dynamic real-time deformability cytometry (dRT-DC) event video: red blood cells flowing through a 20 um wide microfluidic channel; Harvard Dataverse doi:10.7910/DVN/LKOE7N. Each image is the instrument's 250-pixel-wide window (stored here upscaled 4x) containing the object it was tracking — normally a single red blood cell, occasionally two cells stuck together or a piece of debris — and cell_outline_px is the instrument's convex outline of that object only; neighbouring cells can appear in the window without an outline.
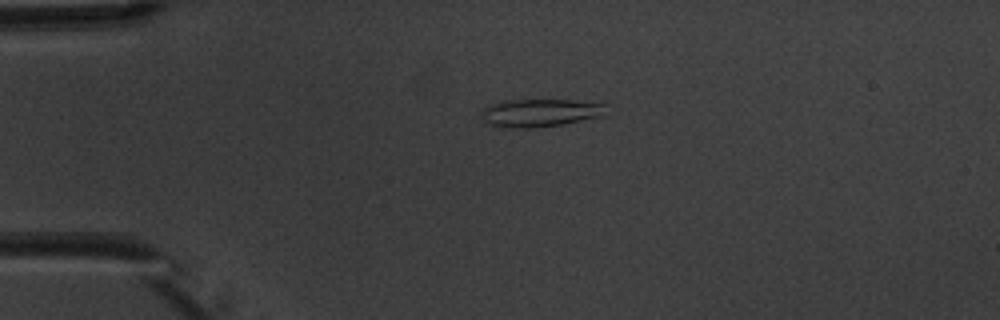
{"species": "common noctule bat (a hibernating species)", "species_latin": "Nyctalus noctula", "temperature_condition": "warm", "stored_images_in_passage": 3, "camera_frame_rate_fps": 3000, "um_per_image_px": 0.085, "animal": {"sex": "male", "body_mass_g": 20.1, "forearm_length_mm": 53.5}, "frame": {"image": 1, "passage_image": 1, "time_ms": 0.0, "image_size_px": [1000, 320], "cell_outline_px": [[604, 116], [560, 124], [536, 128], [508, 128], [488, 124], [480, 116], [480, 112], [488, 104], [508, 100], [572, 100], [604, 104]], "centroid_in_image_um": [45.83, 9.59], "position_along_channel_um": 39.2, "area_um2": 20.23}}
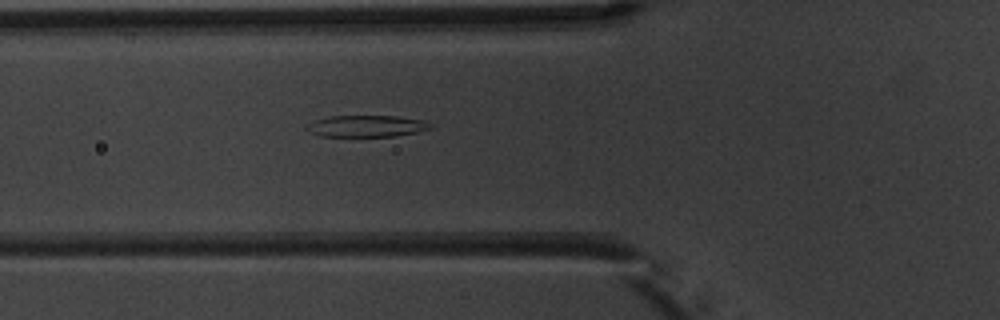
{"frame": {"image": 2, "passage_image": 3, "time_ms": 2.333, "image_size_px": [1000, 320], "cell_outline_px": [[432, 128], [416, 132], [392, 136], [320, 136], [308, 132], [304, 128], [304, 124], [328, 116], [396, 116], [424, 120], [432, 124]], "centroid_in_image_um": [31.1, 10.71], "position_along_channel_um": 94.7, "area_um2": 15.66}}